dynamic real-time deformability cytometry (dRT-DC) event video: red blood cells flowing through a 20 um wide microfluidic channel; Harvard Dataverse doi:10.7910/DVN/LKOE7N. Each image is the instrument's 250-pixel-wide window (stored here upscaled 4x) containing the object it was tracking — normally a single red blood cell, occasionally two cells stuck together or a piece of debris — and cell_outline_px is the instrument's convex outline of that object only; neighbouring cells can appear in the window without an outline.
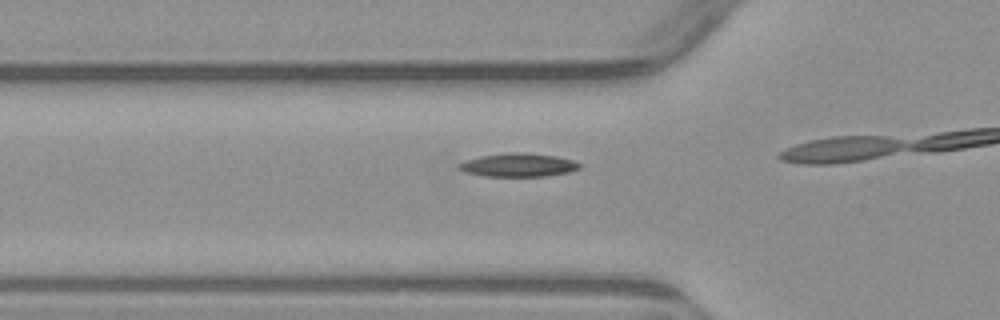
{"species": "common noctule bat (a hibernating species)", "species_latin": "Nyctalus noctula", "temperature_condition": "warm", "stored_images_in_passage": 6, "camera_frame_rate_fps": 3000, "um_per_image_px": 0.085, "animal": {"sex": "male", "body_mass_g": 23.1, "forearm_length_mm": 52.7}, "frame": {"image": 1, "passage_image": 5, "time_ms": 6.0, "image_size_px": [1000, 320], "cell_outline_px": [[584, 164], [580, 168], [568, 172], [544, 176], [484, 176], [464, 172], [456, 164], [480, 156], [504, 152], [524, 152], [556, 156], [572, 160]], "centroid_in_image_um": [44.07, 14.01], "position_along_channel_um": 81.7, "area_um2": 16.53}}